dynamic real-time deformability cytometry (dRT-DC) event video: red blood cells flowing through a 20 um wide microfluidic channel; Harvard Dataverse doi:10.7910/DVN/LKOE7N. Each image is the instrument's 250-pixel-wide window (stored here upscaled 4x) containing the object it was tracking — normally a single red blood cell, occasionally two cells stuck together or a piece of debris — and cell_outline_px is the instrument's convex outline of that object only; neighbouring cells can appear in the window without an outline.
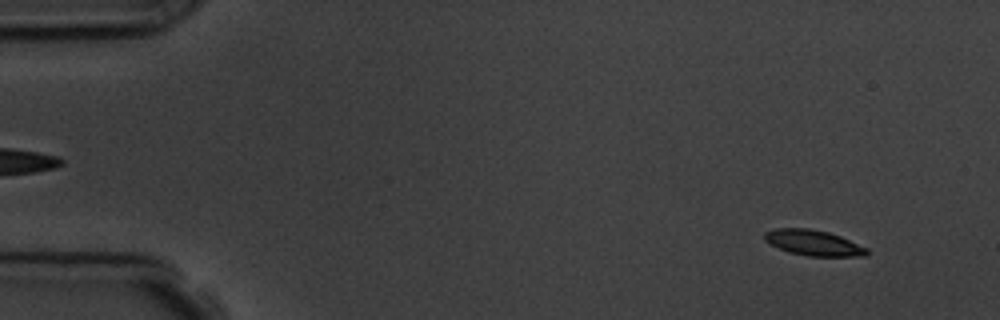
{"species": "common noctule bat (a hibernating species)", "species_latin": "Nyctalus noctula", "temperature_condition": "room temperature", "stored_images_in_passage": 4, "camera_frame_rate_fps": 3000, "um_per_image_px": 0.085, "animal": {"sex": "male", "body_mass_g": 19.5, "forearm_length_mm": 54.6}, "frame": {"image": 1, "passage_image": 1, "time_ms": 0.0, "image_size_px": [1000, 320], "cell_outline_px": [[868, 256], [808, 256], [788, 252], [764, 240], [764, 232], [776, 228], [808, 228], [828, 232], [840, 236], [868, 248]], "centroid_in_image_um": [69.16, 20.64], "position_along_channel_um": 15.8, "area_um2": 15.2}}
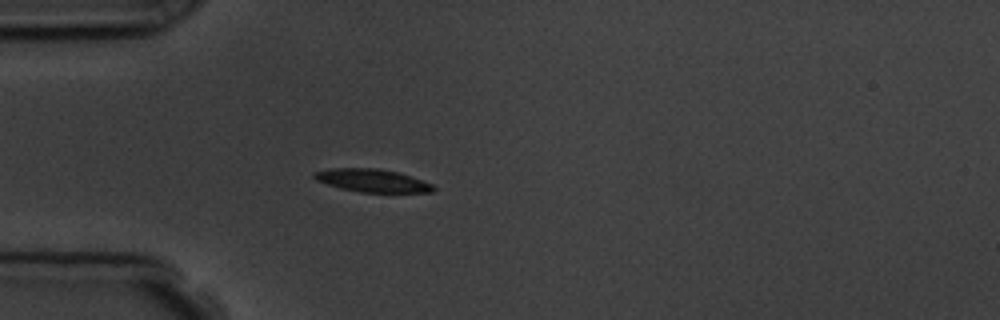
{"frame": {"image": 2, "passage_image": 4, "time_ms": 3.667, "image_size_px": [1000, 320], "cell_outline_px": [[436, 188], [432, 192], [360, 192], [340, 188], [316, 180], [312, 176], [312, 172], [332, 168], [376, 168], [396, 172], [432, 184]], "centroid_in_image_um": [31.58, 15.34], "position_along_channel_um": 53.4, "area_um2": 15.66}}